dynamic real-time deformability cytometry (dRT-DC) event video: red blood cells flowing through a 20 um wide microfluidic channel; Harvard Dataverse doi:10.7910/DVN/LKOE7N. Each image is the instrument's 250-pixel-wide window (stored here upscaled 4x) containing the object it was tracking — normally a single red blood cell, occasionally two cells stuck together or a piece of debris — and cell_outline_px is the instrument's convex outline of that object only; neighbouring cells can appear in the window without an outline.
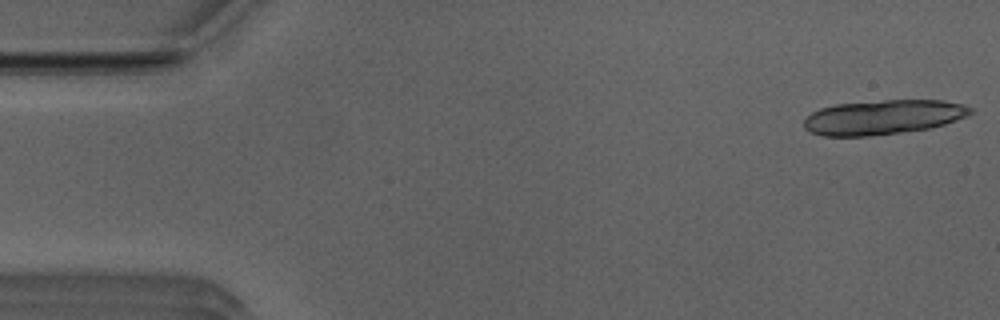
{"species": "Egyptian fruit bat (a non-hibernating species)", "species_latin": "Rousettus aegyptiacus", "temperature_condition": "room temperature", "stored_images_in_passage": 14, "camera_frame_rate_fps": 3000, "um_per_image_px": 0.085, "animal": {"sex": "male"}, "frame": {"image": 1, "passage_image": 1, "time_ms": 0.0, "image_size_px": [1000, 320], "cell_outline_px": [[972, 112], [968, 116], [932, 128], [868, 136], [824, 136], [808, 132], [804, 128], [804, 120], [812, 112], [820, 108], [836, 104], [884, 100], [944, 100], [960, 104], [972, 108]], "centroid_in_image_um": [75.05, 9.96], "position_along_channel_um": 10.0, "area_um2": 33.52}}